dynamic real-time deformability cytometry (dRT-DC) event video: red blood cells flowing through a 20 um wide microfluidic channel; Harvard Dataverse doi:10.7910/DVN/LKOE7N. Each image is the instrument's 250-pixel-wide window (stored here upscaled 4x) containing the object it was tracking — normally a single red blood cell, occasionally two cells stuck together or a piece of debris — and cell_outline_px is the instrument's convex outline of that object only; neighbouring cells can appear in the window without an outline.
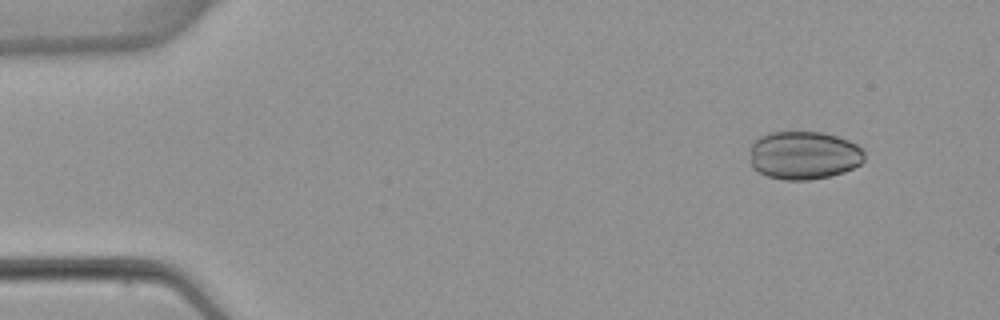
{"species": "common noctule bat (a hibernating species)", "species_latin": "Nyctalus noctula", "temperature_condition": "warm", "stored_images_in_passage": 5, "camera_frame_rate_fps": 3000, "um_per_image_px": 0.085, "animal": {"sex": "female", "body_mass_g": 22.7, "forearm_length_mm": 54.2}, "frame": {"image": 1, "passage_image": 1, "time_ms": 0.0, "image_size_px": [1000, 320], "cell_outline_px": [[864, 160], [860, 164], [844, 172], [828, 176], [808, 180], [784, 180], [768, 176], [752, 168], [752, 140], [768, 132], [824, 132], [848, 140], [856, 144], [864, 152]], "centroid_in_image_um": [68.33, 13.19], "position_along_channel_um": 16.7, "area_um2": 32.14}}
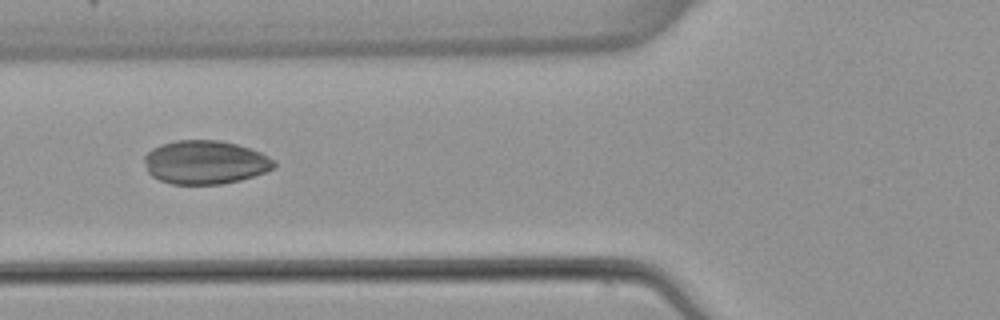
{"frame": {"image": 2, "passage_image": 5, "time_ms": 5.0, "image_size_px": [1000, 320], "cell_outline_px": [[276, 168], [240, 180], [220, 184], [172, 184], [160, 180], [152, 176], [148, 172], [144, 160], [144, 156], [152, 148], [160, 144], [176, 140], [220, 140], [236, 144], [260, 152], [276, 160]], "centroid_in_image_um": [17.44, 13.79], "position_along_channel_um": 108.4, "area_um2": 33.0}}